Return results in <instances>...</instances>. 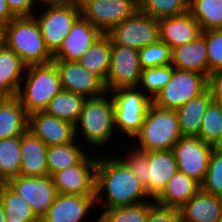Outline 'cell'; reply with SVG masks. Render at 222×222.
<instances>
[{
  "label": "cell",
  "instance_id": "cell-51",
  "mask_svg": "<svg viewBox=\"0 0 222 222\" xmlns=\"http://www.w3.org/2000/svg\"><path fill=\"white\" fill-rule=\"evenodd\" d=\"M6 222H23V220H17V219H6Z\"/></svg>",
  "mask_w": 222,
  "mask_h": 222
},
{
  "label": "cell",
  "instance_id": "cell-41",
  "mask_svg": "<svg viewBox=\"0 0 222 222\" xmlns=\"http://www.w3.org/2000/svg\"><path fill=\"white\" fill-rule=\"evenodd\" d=\"M127 155H117L132 171L136 178L144 185L147 192V161L148 152L140 151L134 146ZM122 156V157H121Z\"/></svg>",
  "mask_w": 222,
  "mask_h": 222
},
{
  "label": "cell",
  "instance_id": "cell-15",
  "mask_svg": "<svg viewBox=\"0 0 222 222\" xmlns=\"http://www.w3.org/2000/svg\"><path fill=\"white\" fill-rule=\"evenodd\" d=\"M53 62L58 69L63 90L85 98L98 97L107 92L105 82L78 62L65 60H53Z\"/></svg>",
  "mask_w": 222,
  "mask_h": 222
},
{
  "label": "cell",
  "instance_id": "cell-14",
  "mask_svg": "<svg viewBox=\"0 0 222 222\" xmlns=\"http://www.w3.org/2000/svg\"><path fill=\"white\" fill-rule=\"evenodd\" d=\"M7 184L31 205L39 219L48 211L58 194L49 175L41 177L18 175L10 179Z\"/></svg>",
  "mask_w": 222,
  "mask_h": 222
},
{
  "label": "cell",
  "instance_id": "cell-8",
  "mask_svg": "<svg viewBox=\"0 0 222 222\" xmlns=\"http://www.w3.org/2000/svg\"><path fill=\"white\" fill-rule=\"evenodd\" d=\"M208 89V76L199 72L174 68L171 80L155 96L152 103L159 108L177 110Z\"/></svg>",
  "mask_w": 222,
  "mask_h": 222
},
{
  "label": "cell",
  "instance_id": "cell-42",
  "mask_svg": "<svg viewBox=\"0 0 222 222\" xmlns=\"http://www.w3.org/2000/svg\"><path fill=\"white\" fill-rule=\"evenodd\" d=\"M146 222H181L180 211L154 202L149 208Z\"/></svg>",
  "mask_w": 222,
  "mask_h": 222
},
{
  "label": "cell",
  "instance_id": "cell-40",
  "mask_svg": "<svg viewBox=\"0 0 222 222\" xmlns=\"http://www.w3.org/2000/svg\"><path fill=\"white\" fill-rule=\"evenodd\" d=\"M208 54V76L217 69L222 68V29L203 31Z\"/></svg>",
  "mask_w": 222,
  "mask_h": 222
},
{
  "label": "cell",
  "instance_id": "cell-25",
  "mask_svg": "<svg viewBox=\"0 0 222 222\" xmlns=\"http://www.w3.org/2000/svg\"><path fill=\"white\" fill-rule=\"evenodd\" d=\"M212 101L211 92L207 89L176 110L183 137H198L203 117Z\"/></svg>",
  "mask_w": 222,
  "mask_h": 222
},
{
  "label": "cell",
  "instance_id": "cell-50",
  "mask_svg": "<svg viewBox=\"0 0 222 222\" xmlns=\"http://www.w3.org/2000/svg\"><path fill=\"white\" fill-rule=\"evenodd\" d=\"M0 222H6V215L4 213V206L2 201L0 200Z\"/></svg>",
  "mask_w": 222,
  "mask_h": 222
},
{
  "label": "cell",
  "instance_id": "cell-46",
  "mask_svg": "<svg viewBox=\"0 0 222 222\" xmlns=\"http://www.w3.org/2000/svg\"><path fill=\"white\" fill-rule=\"evenodd\" d=\"M38 1V6L44 5V4H68L72 3L78 0H37Z\"/></svg>",
  "mask_w": 222,
  "mask_h": 222
},
{
  "label": "cell",
  "instance_id": "cell-39",
  "mask_svg": "<svg viewBox=\"0 0 222 222\" xmlns=\"http://www.w3.org/2000/svg\"><path fill=\"white\" fill-rule=\"evenodd\" d=\"M200 190L205 193L222 197V153L213 150L208 169L203 182L200 184Z\"/></svg>",
  "mask_w": 222,
  "mask_h": 222
},
{
  "label": "cell",
  "instance_id": "cell-10",
  "mask_svg": "<svg viewBox=\"0 0 222 222\" xmlns=\"http://www.w3.org/2000/svg\"><path fill=\"white\" fill-rule=\"evenodd\" d=\"M115 45L140 50L160 40L158 20L137 11L107 34Z\"/></svg>",
  "mask_w": 222,
  "mask_h": 222
},
{
  "label": "cell",
  "instance_id": "cell-34",
  "mask_svg": "<svg viewBox=\"0 0 222 222\" xmlns=\"http://www.w3.org/2000/svg\"><path fill=\"white\" fill-rule=\"evenodd\" d=\"M153 203L154 199H151L136 205L101 209L100 216L98 215L95 222H146L149 208Z\"/></svg>",
  "mask_w": 222,
  "mask_h": 222
},
{
  "label": "cell",
  "instance_id": "cell-28",
  "mask_svg": "<svg viewBox=\"0 0 222 222\" xmlns=\"http://www.w3.org/2000/svg\"><path fill=\"white\" fill-rule=\"evenodd\" d=\"M111 48L112 40L107 34H104L77 62L105 82L110 66Z\"/></svg>",
  "mask_w": 222,
  "mask_h": 222
},
{
  "label": "cell",
  "instance_id": "cell-7",
  "mask_svg": "<svg viewBox=\"0 0 222 222\" xmlns=\"http://www.w3.org/2000/svg\"><path fill=\"white\" fill-rule=\"evenodd\" d=\"M41 6L43 11H37L32 16L39 25L46 48L54 55L68 36L75 21L81 16L80 5L75 1L68 4Z\"/></svg>",
  "mask_w": 222,
  "mask_h": 222
},
{
  "label": "cell",
  "instance_id": "cell-48",
  "mask_svg": "<svg viewBox=\"0 0 222 222\" xmlns=\"http://www.w3.org/2000/svg\"><path fill=\"white\" fill-rule=\"evenodd\" d=\"M12 97L3 92V91H0V109L5 105L6 102H8Z\"/></svg>",
  "mask_w": 222,
  "mask_h": 222
},
{
  "label": "cell",
  "instance_id": "cell-32",
  "mask_svg": "<svg viewBox=\"0 0 222 222\" xmlns=\"http://www.w3.org/2000/svg\"><path fill=\"white\" fill-rule=\"evenodd\" d=\"M0 200L4 206L6 219L23 220V222H40L31 205L7 183L0 190Z\"/></svg>",
  "mask_w": 222,
  "mask_h": 222
},
{
  "label": "cell",
  "instance_id": "cell-16",
  "mask_svg": "<svg viewBox=\"0 0 222 222\" xmlns=\"http://www.w3.org/2000/svg\"><path fill=\"white\" fill-rule=\"evenodd\" d=\"M94 205H97L95 195L58 193L40 222H83Z\"/></svg>",
  "mask_w": 222,
  "mask_h": 222
},
{
  "label": "cell",
  "instance_id": "cell-20",
  "mask_svg": "<svg viewBox=\"0 0 222 222\" xmlns=\"http://www.w3.org/2000/svg\"><path fill=\"white\" fill-rule=\"evenodd\" d=\"M158 23L160 40L171 49L195 40L202 33L200 25L189 12L158 19Z\"/></svg>",
  "mask_w": 222,
  "mask_h": 222
},
{
  "label": "cell",
  "instance_id": "cell-33",
  "mask_svg": "<svg viewBox=\"0 0 222 222\" xmlns=\"http://www.w3.org/2000/svg\"><path fill=\"white\" fill-rule=\"evenodd\" d=\"M21 136L0 139V179L7 183L19 175Z\"/></svg>",
  "mask_w": 222,
  "mask_h": 222
},
{
  "label": "cell",
  "instance_id": "cell-49",
  "mask_svg": "<svg viewBox=\"0 0 222 222\" xmlns=\"http://www.w3.org/2000/svg\"><path fill=\"white\" fill-rule=\"evenodd\" d=\"M5 41V26L0 25V48L4 46Z\"/></svg>",
  "mask_w": 222,
  "mask_h": 222
},
{
  "label": "cell",
  "instance_id": "cell-11",
  "mask_svg": "<svg viewBox=\"0 0 222 222\" xmlns=\"http://www.w3.org/2000/svg\"><path fill=\"white\" fill-rule=\"evenodd\" d=\"M89 151L76 165L54 173L51 177L57 193L96 195V167L98 157Z\"/></svg>",
  "mask_w": 222,
  "mask_h": 222
},
{
  "label": "cell",
  "instance_id": "cell-24",
  "mask_svg": "<svg viewBox=\"0 0 222 222\" xmlns=\"http://www.w3.org/2000/svg\"><path fill=\"white\" fill-rule=\"evenodd\" d=\"M200 184L185 173L177 171L167 182L163 191L154 199L162 206L180 209L198 191Z\"/></svg>",
  "mask_w": 222,
  "mask_h": 222
},
{
  "label": "cell",
  "instance_id": "cell-26",
  "mask_svg": "<svg viewBox=\"0 0 222 222\" xmlns=\"http://www.w3.org/2000/svg\"><path fill=\"white\" fill-rule=\"evenodd\" d=\"M26 65L5 45L0 48V91L16 97Z\"/></svg>",
  "mask_w": 222,
  "mask_h": 222
},
{
  "label": "cell",
  "instance_id": "cell-2",
  "mask_svg": "<svg viewBox=\"0 0 222 222\" xmlns=\"http://www.w3.org/2000/svg\"><path fill=\"white\" fill-rule=\"evenodd\" d=\"M74 126L76 139L82 135L81 139H85L84 141L97 149H100V146L103 149V146L105 148L106 144L111 143L110 140L116 132L113 129L115 128L113 99L109 92L98 97L86 98L80 117Z\"/></svg>",
  "mask_w": 222,
  "mask_h": 222
},
{
  "label": "cell",
  "instance_id": "cell-12",
  "mask_svg": "<svg viewBox=\"0 0 222 222\" xmlns=\"http://www.w3.org/2000/svg\"><path fill=\"white\" fill-rule=\"evenodd\" d=\"M141 70L138 50L112 42L110 66L105 81L107 92L118 88L137 87Z\"/></svg>",
  "mask_w": 222,
  "mask_h": 222
},
{
  "label": "cell",
  "instance_id": "cell-30",
  "mask_svg": "<svg viewBox=\"0 0 222 222\" xmlns=\"http://www.w3.org/2000/svg\"><path fill=\"white\" fill-rule=\"evenodd\" d=\"M76 140L78 141V139H75L63 145L48 146L47 167L49 176L76 165L87 154Z\"/></svg>",
  "mask_w": 222,
  "mask_h": 222
},
{
  "label": "cell",
  "instance_id": "cell-29",
  "mask_svg": "<svg viewBox=\"0 0 222 222\" xmlns=\"http://www.w3.org/2000/svg\"><path fill=\"white\" fill-rule=\"evenodd\" d=\"M85 100L86 98L82 95L62 90L49 101L44 112L75 125Z\"/></svg>",
  "mask_w": 222,
  "mask_h": 222
},
{
  "label": "cell",
  "instance_id": "cell-23",
  "mask_svg": "<svg viewBox=\"0 0 222 222\" xmlns=\"http://www.w3.org/2000/svg\"><path fill=\"white\" fill-rule=\"evenodd\" d=\"M179 211L181 222H218L222 216V197L199 190Z\"/></svg>",
  "mask_w": 222,
  "mask_h": 222
},
{
  "label": "cell",
  "instance_id": "cell-45",
  "mask_svg": "<svg viewBox=\"0 0 222 222\" xmlns=\"http://www.w3.org/2000/svg\"><path fill=\"white\" fill-rule=\"evenodd\" d=\"M15 16L8 8L6 0H0V25L6 26Z\"/></svg>",
  "mask_w": 222,
  "mask_h": 222
},
{
  "label": "cell",
  "instance_id": "cell-3",
  "mask_svg": "<svg viewBox=\"0 0 222 222\" xmlns=\"http://www.w3.org/2000/svg\"><path fill=\"white\" fill-rule=\"evenodd\" d=\"M24 76L16 97L28 114L44 111L49 101L63 90L53 61L26 66Z\"/></svg>",
  "mask_w": 222,
  "mask_h": 222
},
{
  "label": "cell",
  "instance_id": "cell-27",
  "mask_svg": "<svg viewBox=\"0 0 222 222\" xmlns=\"http://www.w3.org/2000/svg\"><path fill=\"white\" fill-rule=\"evenodd\" d=\"M29 114L17 97H12L0 109V139L21 136L28 130Z\"/></svg>",
  "mask_w": 222,
  "mask_h": 222
},
{
  "label": "cell",
  "instance_id": "cell-13",
  "mask_svg": "<svg viewBox=\"0 0 222 222\" xmlns=\"http://www.w3.org/2000/svg\"><path fill=\"white\" fill-rule=\"evenodd\" d=\"M179 172L201 184L208 169L209 158L213 151L212 144L199 137H182L172 149Z\"/></svg>",
  "mask_w": 222,
  "mask_h": 222
},
{
  "label": "cell",
  "instance_id": "cell-44",
  "mask_svg": "<svg viewBox=\"0 0 222 222\" xmlns=\"http://www.w3.org/2000/svg\"><path fill=\"white\" fill-rule=\"evenodd\" d=\"M208 89L213 101L222 103V68L212 71L208 76Z\"/></svg>",
  "mask_w": 222,
  "mask_h": 222
},
{
  "label": "cell",
  "instance_id": "cell-19",
  "mask_svg": "<svg viewBox=\"0 0 222 222\" xmlns=\"http://www.w3.org/2000/svg\"><path fill=\"white\" fill-rule=\"evenodd\" d=\"M178 171L172 150L148 152L147 194L155 199L165 188L168 180Z\"/></svg>",
  "mask_w": 222,
  "mask_h": 222
},
{
  "label": "cell",
  "instance_id": "cell-31",
  "mask_svg": "<svg viewBox=\"0 0 222 222\" xmlns=\"http://www.w3.org/2000/svg\"><path fill=\"white\" fill-rule=\"evenodd\" d=\"M188 12L202 32L222 29V0H189Z\"/></svg>",
  "mask_w": 222,
  "mask_h": 222
},
{
  "label": "cell",
  "instance_id": "cell-9",
  "mask_svg": "<svg viewBox=\"0 0 222 222\" xmlns=\"http://www.w3.org/2000/svg\"><path fill=\"white\" fill-rule=\"evenodd\" d=\"M81 16L108 34L138 11L137 0H78Z\"/></svg>",
  "mask_w": 222,
  "mask_h": 222
},
{
  "label": "cell",
  "instance_id": "cell-6",
  "mask_svg": "<svg viewBox=\"0 0 222 222\" xmlns=\"http://www.w3.org/2000/svg\"><path fill=\"white\" fill-rule=\"evenodd\" d=\"M114 105V125L116 132L133 137L141 126L152 100L138 87L118 88L109 91Z\"/></svg>",
  "mask_w": 222,
  "mask_h": 222
},
{
  "label": "cell",
  "instance_id": "cell-4",
  "mask_svg": "<svg viewBox=\"0 0 222 222\" xmlns=\"http://www.w3.org/2000/svg\"><path fill=\"white\" fill-rule=\"evenodd\" d=\"M4 45L26 66L53 61V55L46 48L39 25L33 16L13 18L5 26Z\"/></svg>",
  "mask_w": 222,
  "mask_h": 222
},
{
  "label": "cell",
  "instance_id": "cell-1",
  "mask_svg": "<svg viewBox=\"0 0 222 222\" xmlns=\"http://www.w3.org/2000/svg\"><path fill=\"white\" fill-rule=\"evenodd\" d=\"M105 191L106 199L102 194ZM96 204L103 203L102 209L136 205L151 198L144 185L130 168L118 157H98L96 167Z\"/></svg>",
  "mask_w": 222,
  "mask_h": 222
},
{
  "label": "cell",
  "instance_id": "cell-17",
  "mask_svg": "<svg viewBox=\"0 0 222 222\" xmlns=\"http://www.w3.org/2000/svg\"><path fill=\"white\" fill-rule=\"evenodd\" d=\"M103 35L97 27L80 16L63 40L59 50L53 55V60L77 62Z\"/></svg>",
  "mask_w": 222,
  "mask_h": 222
},
{
  "label": "cell",
  "instance_id": "cell-52",
  "mask_svg": "<svg viewBox=\"0 0 222 222\" xmlns=\"http://www.w3.org/2000/svg\"><path fill=\"white\" fill-rule=\"evenodd\" d=\"M3 184H4V182L0 179V190H1V187Z\"/></svg>",
  "mask_w": 222,
  "mask_h": 222
},
{
  "label": "cell",
  "instance_id": "cell-47",
  "mask_svg": "<svg viewBox=\"0 0 222 222\" xmlns=\"http://www.w3.org/2000/svg\"><path fill=\"white\" fill-rule=\"evenodd\" d=\"M212 148L213 150H216L222 153V131L219 137L217 138V140L212 144Z\"/></svg>",
  "mask_w": 222,
  "mask_h": 222
},
{
  "label": "cell",
  "instance_id": "cell-5",
  "mask_svg": "<svg viewBox=\"0 0 222 222\" xmlns=\"http://www.w3.org/2000/svg\"><path fill=\"white\" fill-rule=\"evenodd\" d=\"M182 137L176 111L162 109L152 103L132 143L139 142L135 147L144 152L172 150Z\"/></svg>",
  "mask_w": 222,
  "mask_h": 222
},
{
  "label": "cell",
  "instance_id": "cell-36",
  "mask_svg": "<svg viewBox=\"0 0 222 222\" xmlns=\"http://www.w3.org/2000/svg\"><path fill=\"white\" fill-rule=\"evenodd\" d=\"M173 72L174 68L171 64L142 69L137 87L153 100L162 88L171 80Z\"/></svg>",
  "mask_w": 222,
  "mask_h": 222
},
{
  "label": "cell",
  "instance_id": "cell-22",
  "mask_svg": "<svg viewBox=\"0 0 222 222\" xmlns=\"http://www.w3.org/2000/svg\"><path fill=\"white\" fill-rule=\"evenodd\" d=\"M171 65L181 71L199 72L208 76V54L205 37L201 34L195 40L172 49Z\"/></svg>",
  "mask_w": 222,
  "mask_h": 222
},
{
  "label": "cell",
  "instance_id": "cell-35",
  "mask_svg": "<svg viewBox=\"0 0 222 222\" xmlns=\"http://www.w3.org/2000/svg\"><path fill=\"white\" fill-rule=\"evenodd\" d=\"M189 0H137L138 11L155 19L174 17L188 12Z\"/></svg>",
  "mask_w": 222,
  "mask_h": 222
},
{
  "label": "cell",
  "instance_id": "cell-21",
  "mask_svg": "<svg viewBox=\"0 0 222 222\" xmlns=\"http://www.w3.org/2000/svg\"><path fill=\"white\" fill-rule=\"evenodd\" d=\"M48 146L31 131L21 135V164L19 175L41 177L48 175Z\"/></svg>",
  "mask_w": 222,
  "mask_h": 222
},
{
  "label": "cell",
  "instance_id": "cell-18",
  "mask_svg": "<svg viewBox=\"0 0 222 222\" xmlns=\"http://www.w3.org/2000/svg\"><path fill=\"white\" fill-rule=\"evenodd\" d=\"M28 130L47 146L63 145L76 139L75 126L72 123L44 111L29 114Z\"/></svg>",
  "mask_w": 222,
  "mask_h": 222
},
{
  "label": "cell",
  "instance_id": "cell-43",
  "mask_svg": "<svg viewBox=\"0 0 222 222\" xmlns=\"http://www.w3.org/2000/svg\"><path fill=\"white\" fill-rule=\"evenodd\" d=\"M6 2L9 10L15 17L32 16L36 12V5H38L37 0H6Z\"/></svg>",
  "mask_w": 222,
  "mask_h": 222
},
{
  "label": "cell",
  "instance_id": "cell-37",
  "mask_svg": "<svg viewBox=\"0 0 222 222\" xmlns=\"http://www.w3.org/2000/svg\"><path fill=\"white\" fill-rule=\"evenodd\" d=\"M141 69L170 65L172 49L163 41L151 44L138 50Z\"/></svg>",
  "mask_w": 222,
  "mask_h": 222
},
{
  "label": "cell",
  "instance_id": "cell-38",
  "mask_svg": "<svg viewBox=\"0 0 222 222\" xmlns=\"http://www.w3.org/2000/svg\"><path fill=\"white\" fill-rule=\"evenodd\" d=\"M222 131V103L212 101L203 117L198 137L213 144Z\"/></svg>",
  "mask_w": 222,
  "mask_h": 222
}]
</instances>
